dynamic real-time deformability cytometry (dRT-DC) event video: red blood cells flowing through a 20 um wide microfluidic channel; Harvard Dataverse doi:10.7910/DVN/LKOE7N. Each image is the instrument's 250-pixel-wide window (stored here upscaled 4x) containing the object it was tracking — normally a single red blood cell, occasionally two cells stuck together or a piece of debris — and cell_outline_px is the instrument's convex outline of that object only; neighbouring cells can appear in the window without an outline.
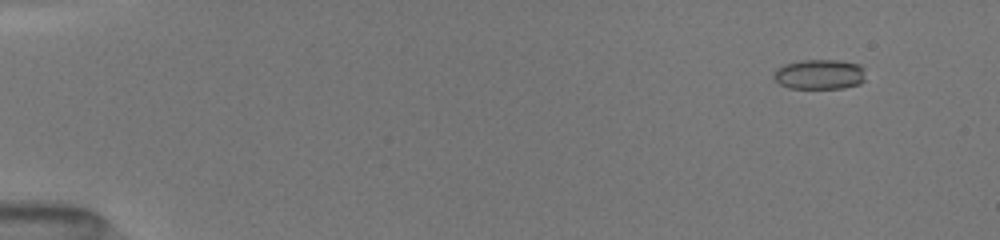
{"species": "common noctule bat (a hibernating species)", "species_latin": "Nyctalus noctula", "temperature_condition": "room temperature", "stored_images_in_passage": 31, "camera_frame_rate_fps": 3000, "um_per_image_px": 0.085, "animal": {"sex": "female", "body_mass_g": 19.5, "forearm_length_mm": 54.1}, "frame": {"image": 1, "passage_image": 4, "time_ms": 1.333, "image_size_px": [1000, 240], "cell_outline_px": [[864, 80], [860, 84], [844, 88], [788, 88], [780, 84], [772, 76], [776, 68], [784, 64], [800, 60], [836, 60], [860, 64], [864, 68]], "centroid_in_image_um": [69.65, 6.32], "position_along_channel_um": 15.3, "area_um2": 16.18}}
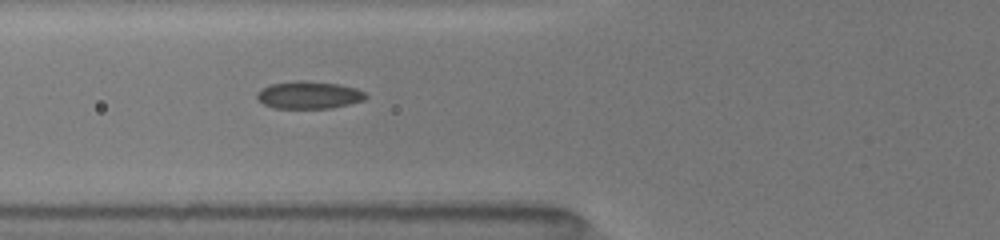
{"frame": {"image": 2, "passage_image": 17, "time_ms": 6.667, "image_size_px": [1000, 240], "cell_outline_px": [[368, 96], [364, 100], [332, 108], [276, 108], [264, 104], [256, 100], [256, 92], [268, 84], [296, 80], [304, 80], [336, 84], [356, 88], [364, 92]], "centroid_in_image_um": [26.2, 8.07], "position_along_channel_um": 99.6, "area_um2": 17.51}}
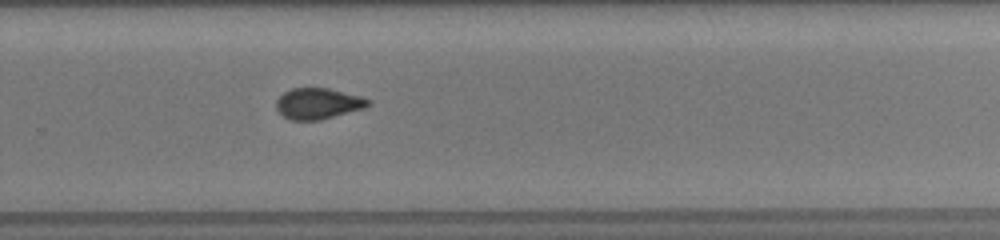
{"frame": {"image": 3, "passage_image": 30, "time_ms": 11.667, "image_size_px": [1000, 240], "cell_outline_px": [[372, 104], [364, 108], [320, 120], [292, 120], [284, 116], [276, 108], [276, 100], [284, 92], [292, 88], [328, 88], [360, 96], [372, 100]], "centroid_in_image_um": [27.05, 8.8], "position_along_channel_um": 302.7, "area_um2": 16.53}}